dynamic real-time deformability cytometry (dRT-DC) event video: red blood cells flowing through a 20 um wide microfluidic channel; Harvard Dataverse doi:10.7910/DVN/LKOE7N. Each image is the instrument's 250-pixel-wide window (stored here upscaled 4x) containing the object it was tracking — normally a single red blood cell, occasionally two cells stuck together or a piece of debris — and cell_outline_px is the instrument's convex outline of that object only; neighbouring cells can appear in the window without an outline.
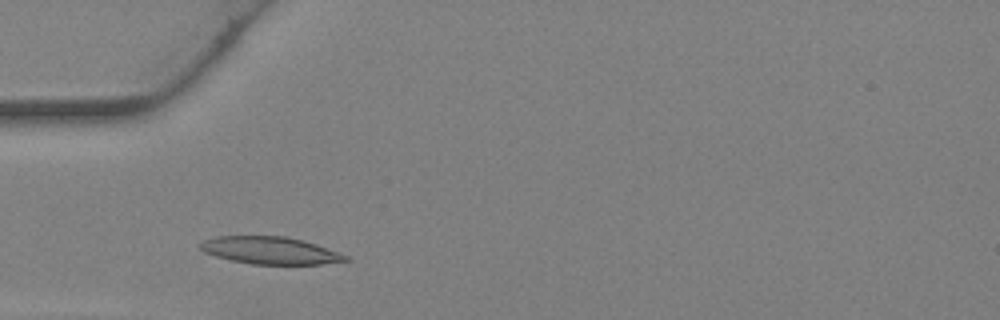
{"species": "Egyptian fruit bat (a non-hibernating species)", "species_latin": "Rousettus aegyptiacus", "temperature_condition": "warm", "stored_images_in_passage": 22, "camera_frame_rate_fps": 3000, "um_per_image_px": 0.085, "animal": {"sex": "female"}, "frame": {"image": 1, "passage_image": 4, "time_ms": 1.0, "image_size_px": [1000, 320], "cell_outline_px": [[352, 260], [320, 264], [252, 264], [232, 260], [216, 256], [204, 252], [200, 248], [200, 244], [204, 240], [220, 236], [284, 236], [304, 240], [316, 244], [348, 256]], "centroid_in_image_um": [22.99, 21.29], "position_along_channel_um": 62.0, "area_um2": 22.95}}
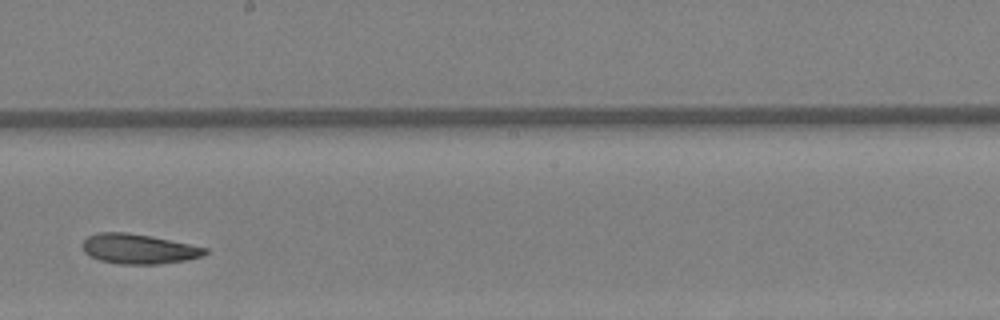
{"frame": {"image": 2, "passage_image": 14, "time_ms": 4.333, "image_size_px": [1000, 320], "cell_outline_px": [[208, 252], [204, 256], [188, 260], [160, 264], [120, 264], [100, 260], [84, 252], [84, 240], [88, 236], [96, 232], [128, 232], [152, 236], [208, 248]], "centroid_in_image_um": [11.83, 21.15], "position_along_channel_um": 236.4, "area_um2": 21.39}}
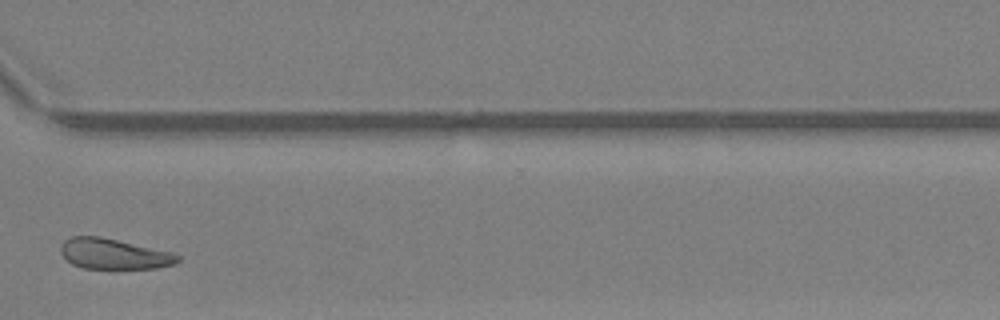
{"frame": {"image": 3, "passage_image": 21, "time_ms": 6.667, "image_size_px": [1000, 320], "cell_outline_px": [[180, 260], [172, 264], [156, 268], [84, 268], [72, 264], [60, 252], [60, 248], [64, 240], [72, 236], [100, 236], [172, 252], [180, 256]], "centroid_in_image_um": [9.66, 21.57], "position_along_channel_um": 360.9, "area_um2": 20.58}}